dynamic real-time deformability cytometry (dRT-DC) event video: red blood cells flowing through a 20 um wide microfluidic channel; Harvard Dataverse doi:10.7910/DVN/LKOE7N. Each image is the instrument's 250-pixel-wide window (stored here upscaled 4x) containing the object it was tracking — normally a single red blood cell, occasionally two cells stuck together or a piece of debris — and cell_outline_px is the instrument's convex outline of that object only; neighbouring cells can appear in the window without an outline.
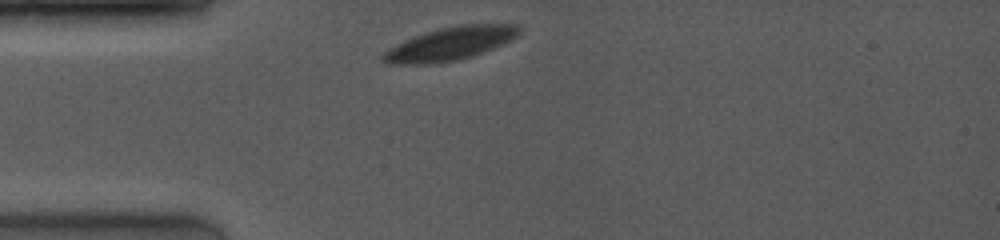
{"species": "common noctule bat (a hibernating species)", "species_latin": "Nyctalus noctula", "temperature_condition": "room temperature", "stored_images_in_passage": 8, "camera_frame_rate_fps": 4000, "um_per_image_px": 0.085, "animal": {"sex": "female", "body_mass_g": 19.0, "forearm_length_mm": 53.3}, "frame": {"image": 1, "passage_image": 1, "time_ms": 0.0, "image_size_px": [1000, 240], "cell_outline_px": [[520, 32], [512, 40], [472, 56], [456, 60], [432, 64], [392, 64], [380, 60], [380, 56], [384, 52], [396, 44], [424, 32], [440, 28], [460, 24], [516, 24], [520, 28]], "centroid_in_image_um": [38.25, 3.71], "position_along_channel_um": 46.8, "area_um2": 26.18}}